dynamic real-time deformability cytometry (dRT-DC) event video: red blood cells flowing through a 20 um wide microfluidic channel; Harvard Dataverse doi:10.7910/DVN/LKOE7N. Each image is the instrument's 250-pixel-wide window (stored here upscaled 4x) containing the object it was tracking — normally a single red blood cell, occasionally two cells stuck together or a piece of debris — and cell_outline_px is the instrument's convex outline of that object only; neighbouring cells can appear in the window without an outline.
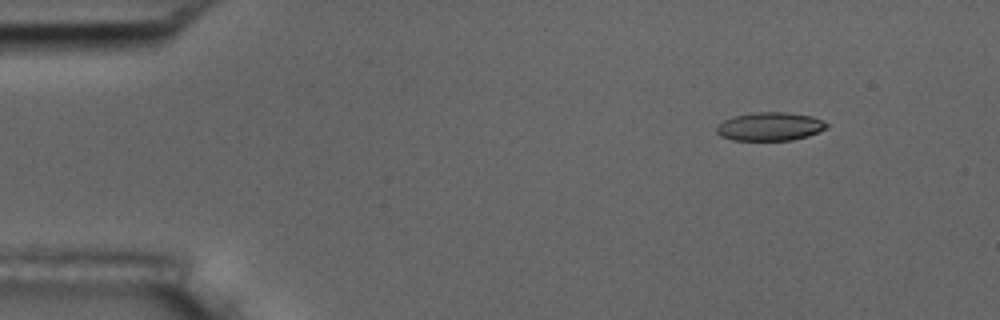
{"species": "common noctule bat (a hibernating species)", "species_latin": "Nyctalus noctula", "temperature_condition": "room temperature", "stored_images_in_passage": 10, "camera_frame_rate_fps": 3000, "um_per_image_px": 0.085, "animal": {"sex": "male", "body_mass_g": 17.5, "forearm_length_mm": 52.3}, "frame": {"image": 1, "passage_image": 2, "time_ms": 1.0, "image_size_px": [1000, 320], "cell_outline_px": [[828, 128], [808, 136], [792, 140], [732, 140], [720, 136], [716, 132], [716, 124], [732, 116], [752, 112], [788, 112], [812, 116], [828, 124]], "centroid_in_image_um": [65.41, 10.75], "position_along_channel_um": 19.6, "area_um2": 18.44}}
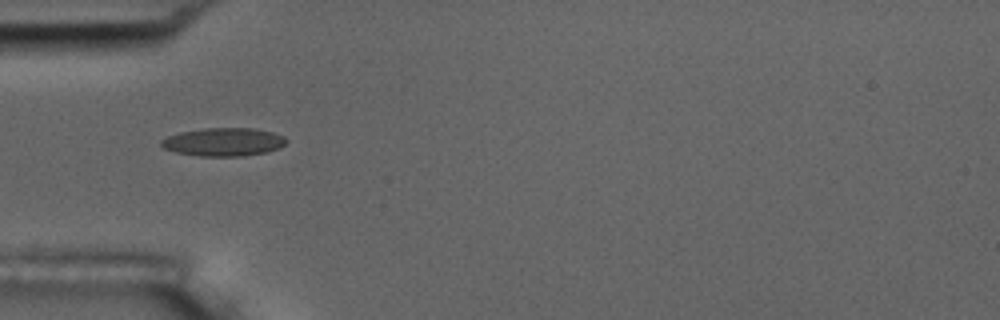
{"frame": {"image": 2, "passage_image": 5, "time_ms": 4.667, "image_size_px": [1000, 320], "cell_outline_px": [[288, 140], [280, 148], [268, 152], [244, 156], [200, 156], [176, 152], [164, 148], [160, 144], [160, 140], [168, 136], [180, 132], [204, 128], [252, 128], [272, 132], [284, 136]], "centroid_in_image_um": [19.02, 12.07], "position_along_channel_um": 66.0, "area_um2": 20.63}}
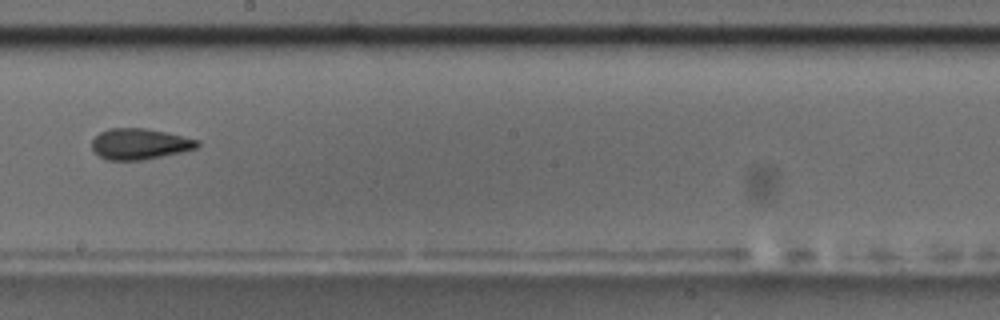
{"frame": {"image": 3, "passage_image": 9, "time_ms": 9.333, "image_size_px": [1000, 320], "cell_outline_px": [[200, 144], [196, 148], [180, 152], [144, 160], [108, 160], [92, 152], [92, 140], [100, 132], [108, 128], [144, 128], [164, 132], [200, 140]], "centroid_in_image_um": [11.84, 12.24], "position_along_channel_um": 236.4, "area_um2": 18.96}}